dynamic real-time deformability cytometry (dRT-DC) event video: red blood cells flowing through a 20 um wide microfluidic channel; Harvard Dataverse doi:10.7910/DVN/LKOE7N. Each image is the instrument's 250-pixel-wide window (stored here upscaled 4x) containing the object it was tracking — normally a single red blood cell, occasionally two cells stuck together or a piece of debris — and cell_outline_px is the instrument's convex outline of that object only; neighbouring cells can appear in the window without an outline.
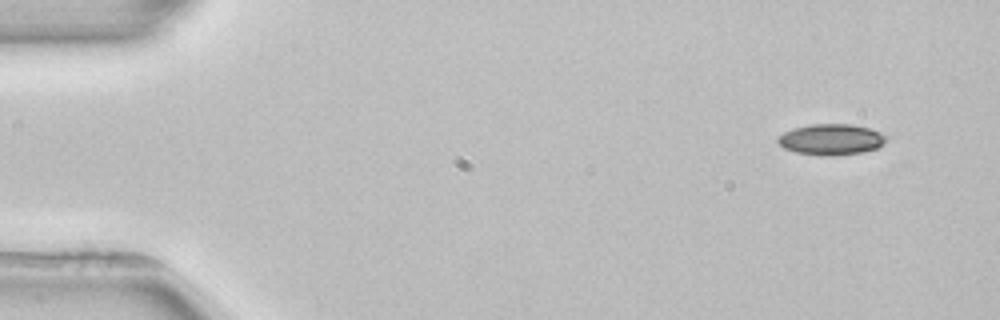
{"species": "common noctule bat (a hibernating species)", "species_latin": "Nyctalus noctula", "temperature_condition": "room temperature", "stored_images_in_passage": 3, "camera_frame_rate_fps": 3000, "um_per_image_px": 0.085, "animal": {"sex": "female", "body_mass_g": 22.7, "forearm_length_mm": 54.2}, "frame": {"image": 1, "passage_image": 1, "time_ms": 0.0, "image_size_px": [1000, 320], "cell_outline_px": [[888, 136], [884, 144], [876, 148], [864, 152], [832, 156], [820, 156], [796, 152], [784, 148], [776, 140], [784, 132], [792, 128], [812, 124], [852, 124], [868, 128], [880, 132]], "centroid_in_image_um": [70.67, 11.86], "position_along_channel_um": 14.3, "area_um2": 19.65}}
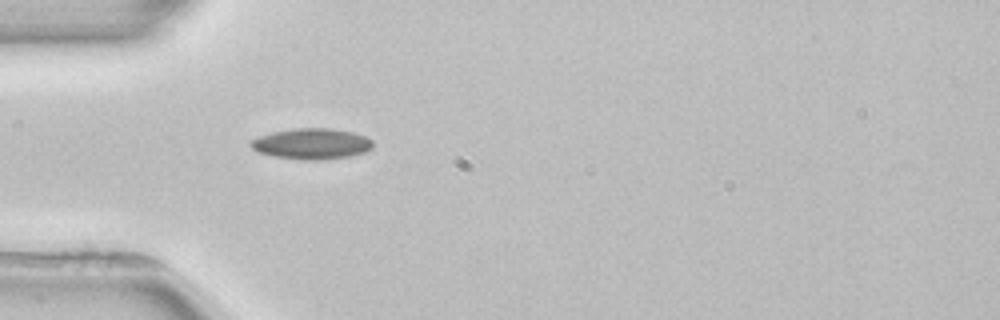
{"frame": {"image": 2, "passage_image": 3, "time_ms": 4.0, "image_size_px": [1000, 320], "cell_outline_px": [[372, 148], [364, 152], [348, 156], [320, 160], [304, 160], [272, 156], [260, 152], [252, 148], [248, 144], [252, 140], [260, 136], [272, 132], [292, 128], [332, 128], [352, 132], [364, 136], [372, 140]], "centroid_in_image_um": [26.48, 12.21], "position_along_channel_um": 58.5, "area_um2": 21.85}}